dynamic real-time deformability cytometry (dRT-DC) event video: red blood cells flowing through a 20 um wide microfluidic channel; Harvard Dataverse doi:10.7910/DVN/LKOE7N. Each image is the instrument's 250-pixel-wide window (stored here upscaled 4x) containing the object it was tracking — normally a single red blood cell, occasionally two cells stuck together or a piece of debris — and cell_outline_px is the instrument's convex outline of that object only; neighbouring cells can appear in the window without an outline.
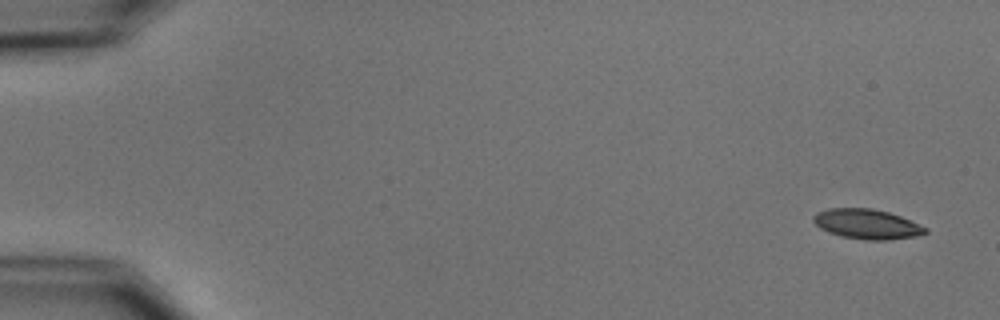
{"species": "common noctule bat (a hibernating species)", "species_latin": "Nyctalus noctula", "temperature_condition": "cold", "stored_images_in_passage": 5, "camera_frame_rate_fps": 3000, "um_per_image_px": 0.085, "animal": {"sex": "male", "body_mass_g": 15.6}, "frame": {"image": 1, "passage_image": 1, "time_ms": 0.0, "image_size_px": [1000, 320], "cell_outline_px": [[928, 232], [916, 236], [888, 240], [864, 240], [840, 236], [828, 232], [820, 228], [812, 220], [812, 216], [816, 212], [828, 208], [872, 208], [888, 212], [900, 216], [928, 228]], "centroid_in_image_um": [73.66, 19.05], "position_along_channel_um": 11.3, "area_um2": 19.59}}
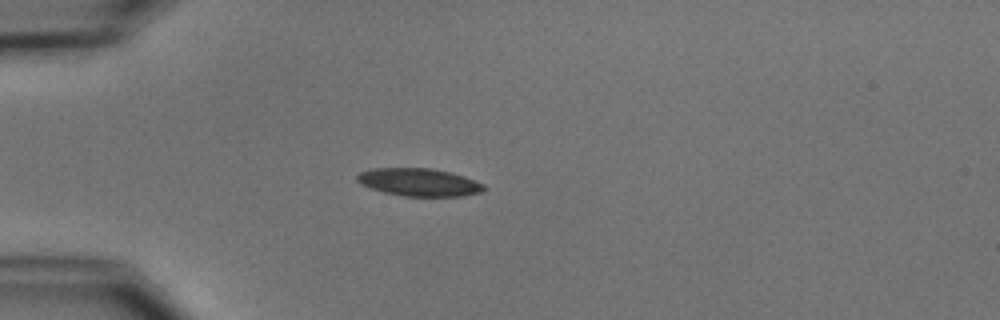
{"frame": {"image": 2, "passage_image": 4, "time_ms": 4.333, "image_size_px": [1000, 320], "cell_outline_px": [[484, 192], [464, 196], [404, 196], [384, 192], [360, 184], [356, 180], [356, 176], [360, 172], [372, 168], [432, 168], [464, 176], [484, 184]], "centroid_in_image_um": [35.62, 15.49], "position_along_channel_um": 49.4, "area_um2": 20.52}}